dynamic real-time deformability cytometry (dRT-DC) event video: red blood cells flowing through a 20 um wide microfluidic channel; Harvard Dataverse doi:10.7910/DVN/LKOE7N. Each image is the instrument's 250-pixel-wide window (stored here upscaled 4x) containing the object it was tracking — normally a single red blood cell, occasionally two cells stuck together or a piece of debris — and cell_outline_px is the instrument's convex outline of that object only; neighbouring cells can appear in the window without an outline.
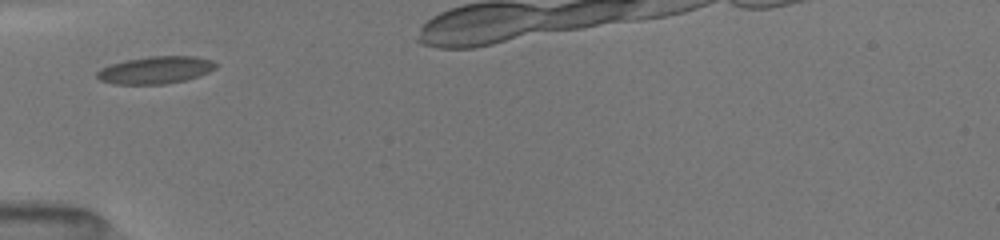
{"species": "common noctule bat (a hibernating species)", "species_latin": "Nyctalus noctula", "temperature_condition": "room temperature", "stored_images_in_passage": 28, "camera_frame_rate_fps": 3000, "um_per_image_px": 0.085, "animal": {"sex": "female", "body_mass_g": 19.5, "forearm_length_mm": 54.1}, "frame": {"image": 1, "passage_image": 1, "time_ms": 0.0, "image_size_px": [1000, 240], "cell_outline_px": [[216, 68], [208, 72], [184, 80], [164, 84], [116, 84], [100, 80], [96, 76], [96, 72], [100, 68], [112, 64], [128, 60], [152, 56], [196, 56], [212, 60], [216, 64]], "centroid_in_image_um": [13.21, 5.95], "position_along_channel_um": 71.8, "area_um2": 18.67}}
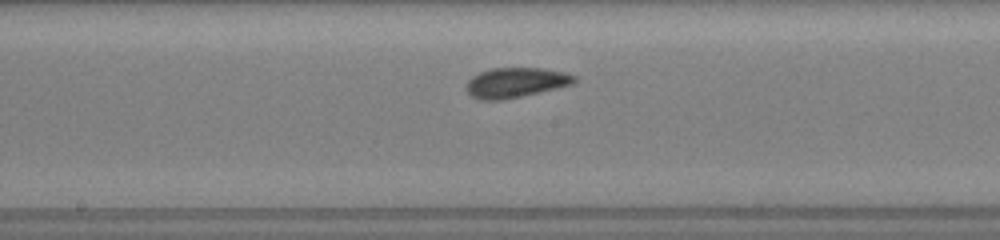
{"frame": {"image": 2, "passage_image": 11, "time_ms": 3.333, "image_size_px": [1000, 240], "cell_outline_px": [[576, 80], [572, 84], [556, 88], [520, 96], [500, 100], [480, 100], [472, 96], [464, 88], [464, 84], [472, 76], [480, 72], [492, 68], [540, 68], [564, 72], [576, 76]], "centroid_in_image_um": [43.78, 7.01], "position_along_channel_um": 204.4, "area_um2": 18.73}}
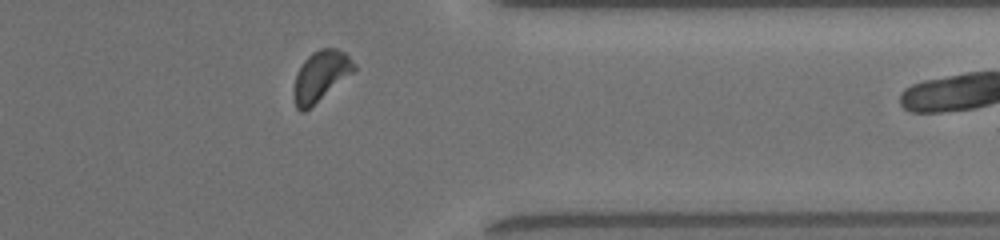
{"frame": {"image": 3, "passage_image": 27, "time_ms": 8.0, "image_size_px": [1000, 240], "cell_outline_px": [[356, 68], [352, 72], [304, 112], [300, 112], [296, 108], [292, 92], [292, 88], [296, 76], [304, 60], [312, 52], [320, 48], [336, 48], [344, 52], [356, 64]], "centroid_in_image_um": [27.21, 6.45], "position_along_channel_um": 384.2, "area_um2": 17.34}}